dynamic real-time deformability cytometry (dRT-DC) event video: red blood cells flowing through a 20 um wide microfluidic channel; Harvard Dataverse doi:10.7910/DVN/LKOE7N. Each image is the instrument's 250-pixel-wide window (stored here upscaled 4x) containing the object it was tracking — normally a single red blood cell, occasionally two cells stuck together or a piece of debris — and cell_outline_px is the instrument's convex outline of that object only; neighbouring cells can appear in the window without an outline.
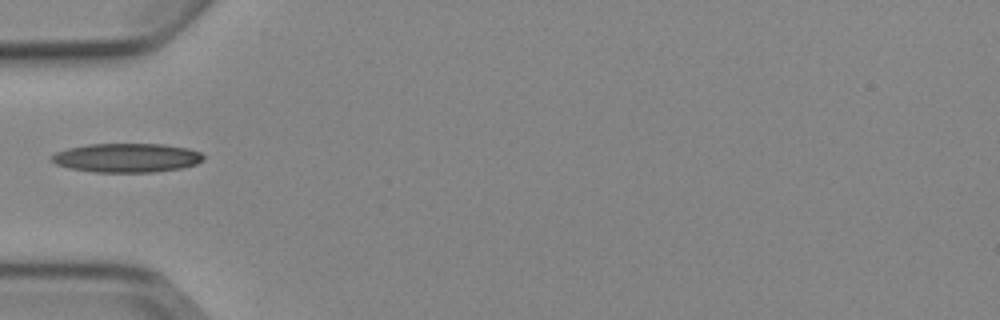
{"species": "Egyptian fruit bat (a non-hibernating species)", "species_latin": "Rousettus aegyptiacus", "temperature_condition": "cold", "stored_images_in_passage": 1, "camera_frame_rate_fps": 3000, "um_per_image_px": 0.085, "animal": {"sex": "female"}, "frame": {"image": 1, "passage_image": 1, "time_ms": 0.0, "image_size_px": [1000, 320], "cell_outline_px": [[204, 160], [196, 164], [180, 168], [152, 172], [92, 172], [68, 168], [56, 164], [52, 160], [52, 156], [56, 152], [68, 148], [88, 144], [164, 144], [188, 148], [200, 152], [204, 156]], "centroid_in_image_um": [10.78, 13.41], "position_along_channel_um": 74.2, "area_um2": 25.66}}